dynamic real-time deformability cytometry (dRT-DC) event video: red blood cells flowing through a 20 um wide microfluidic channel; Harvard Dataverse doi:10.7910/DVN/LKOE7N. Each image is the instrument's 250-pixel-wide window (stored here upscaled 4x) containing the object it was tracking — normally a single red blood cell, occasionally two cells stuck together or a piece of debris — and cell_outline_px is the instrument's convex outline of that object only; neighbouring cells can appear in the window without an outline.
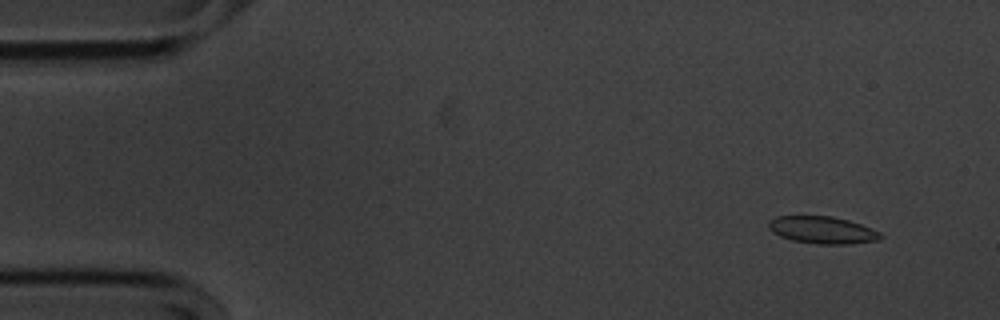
{"species": "common noctule bat (a hibernating species)", "species_latin": "Nyctalus noctula", "temperature_condition": "cold", "stored_images_in_passage": 56, "camera_frame_rate_fps": 3000, "um_per_image_px": 0.085, "animal": {"sex": "male", "body_mass_g": 20.1, "forearm_length_mm": 53.5}, "frame": {"image": 1, "passage_image": 5, "time_ms": 1.333, "image_size_px": [1000, 320], "cell_outline_px": [[884, 236], [880, 240], [848, 244], [820, 244], [792, 240], [780, 236], [772, 232], [768, 228], [768, 224], [776, 216], [832, 216], [848, 220], [860, 224], [880, 232]], "centroid_in_image_um": [69.92, 19.55], "position_along_channel_um": 15.1, "area_um2": 17.69}}
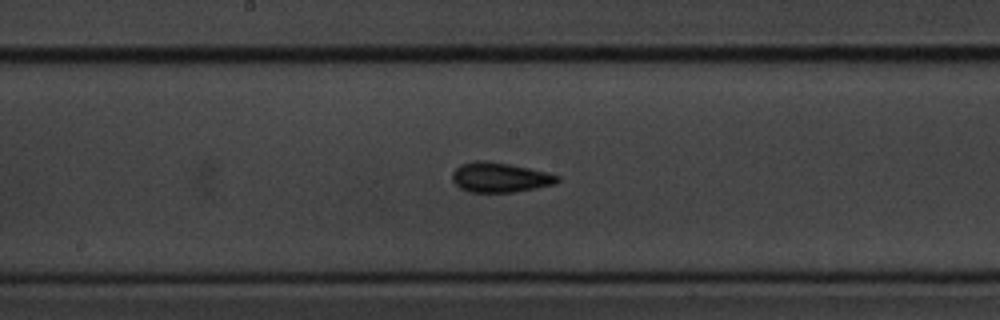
{"frame": {"image": 2, "passage_image": 29, "time_ms": 9.333, "image_size_px": [1000, 320], "cell_outline_px": [[560, 180], [556, 184], [536, 188], [512, 192], [468, 192], [460, 188], [452, 180], [452, 172], [460, 164], [476, 160], [488, 160], [528, 168], [560, 176]], "centroid_in_image_um": [42.46, 15.08], "position_along_channel_um": 205.7, "area_um2": 18.26}}
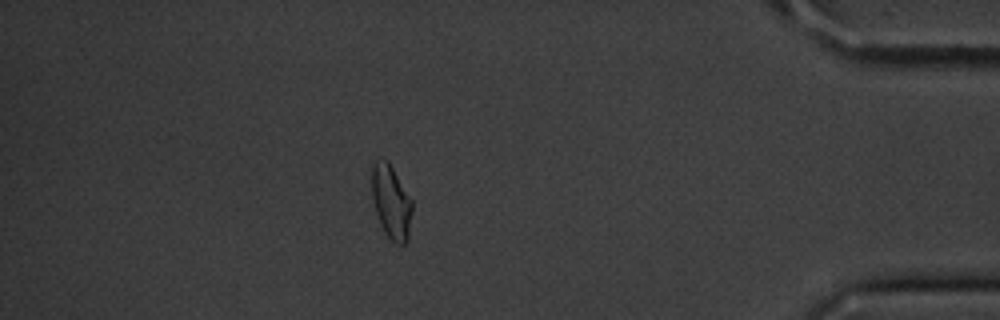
{"frame": {"image": 3, "passage_image": 49, "time_ms": 16.0, "image_size_px": [1000, 320], "cell_outline_px": [[412, 212], [408, 240], [404, 244], [396, 244], [384, 232], [380, 224], [372, 200], [372, 164], [380, 156], [388, 160], [412, 200]], "centroid_in_image_um": [33.24, 17.14], "position_along_channel_um": 402.0, "area_um2": 17.51}, "authors_computed_cell_mechanics": {"area_um2": 17.4267, "velocity_mm_per_s": 3.594, "shape_relaxation_time_tau1_ms": 5.1436, "shape_relaxation_time_tau2_ms": 3.6482, "deformation_change_tau1": 0.1187, "deformation_change_tau2": 0.0857}}